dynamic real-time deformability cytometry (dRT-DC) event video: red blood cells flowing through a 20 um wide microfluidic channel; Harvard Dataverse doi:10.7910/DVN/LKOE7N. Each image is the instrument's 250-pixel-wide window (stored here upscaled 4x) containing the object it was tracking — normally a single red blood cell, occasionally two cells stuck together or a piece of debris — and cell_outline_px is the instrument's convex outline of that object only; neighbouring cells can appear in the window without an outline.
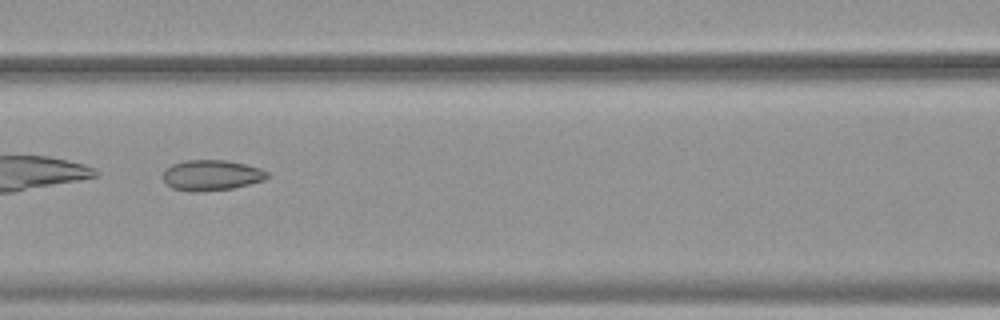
{"species": "common noctule bat (a hibernating species)", "species_latin": "Nyctalus noctula", "temperature_condition": "warm", "stored_images_in_passage": 52, "camera_frame_rate_fps": 3000, "um_per_image_px": 0.085, "animal": {"sex": "female", "body_mass_g": 19.9}, "frame": {"image": 1, "passage_image": 24, "time_ms": 7.667, "image_size_px": [1000, 320], "cell_outline_px": [[268, 176], [264, 180], [232, 188], [200, 192], [188, 192], [172, 188], [164, 180], [164, 172], [172, 164], [184, 160], [224, 160], [244, 164], [260, 168], [268, 172]], "centroid_in_image_um": [17.97, 14.9], "position_along_channel_um": 148.6, "area_um2": 18.44}}
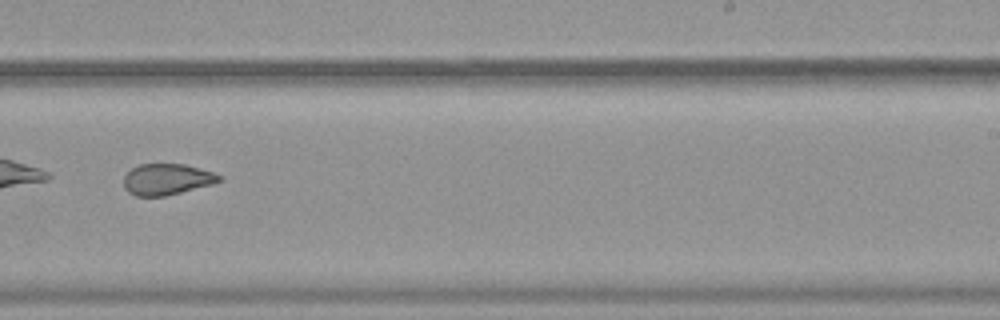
{"frame": {"image": 2, "passage_image": 34, "time_ms": 11.0, "image_size_px": [1000, 320], "cell_outline_px": [[224, 180], [212, 184], [164, 196], [136, 196], [128, 192], [124, 188], [124, 176], [132, 168], [140, 164], [184, 164], [212, 172], [224, 176]], "centroid_in_image_um": [14.19, 15.24], "position_along_channel_um": 274.8, "area_um2": 17.28}}
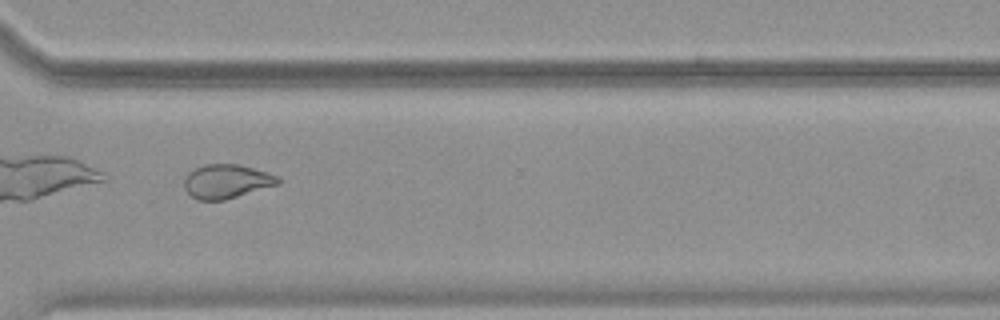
{"frame": {"image": 3, "passage_image": 40, "time_ms": 13.0, "image_size_px": [1000, 320], "cell_outline_px": [[280, 184], [224, 200], [196, 200], [184, 188], [184, 176], [188, 172], [204, 164], [236, 164], [252, 168], [280, 176]], "centroid_in_image_um": [19.25, 15.42], "position_along_channel_um": 351.4, "area_um2": 18.61}, "authors_computed_cell_mechanics": {"area_um2": 22.0507, "velocity_mm_per_s": 3.8081, "shape_relaxation_time_tau1_ms": null, "shape_relaxation_time_tau2_ms": 1.2567, "deformation_change_tau1": null, "deformation_change_tau2": 0.0772}}